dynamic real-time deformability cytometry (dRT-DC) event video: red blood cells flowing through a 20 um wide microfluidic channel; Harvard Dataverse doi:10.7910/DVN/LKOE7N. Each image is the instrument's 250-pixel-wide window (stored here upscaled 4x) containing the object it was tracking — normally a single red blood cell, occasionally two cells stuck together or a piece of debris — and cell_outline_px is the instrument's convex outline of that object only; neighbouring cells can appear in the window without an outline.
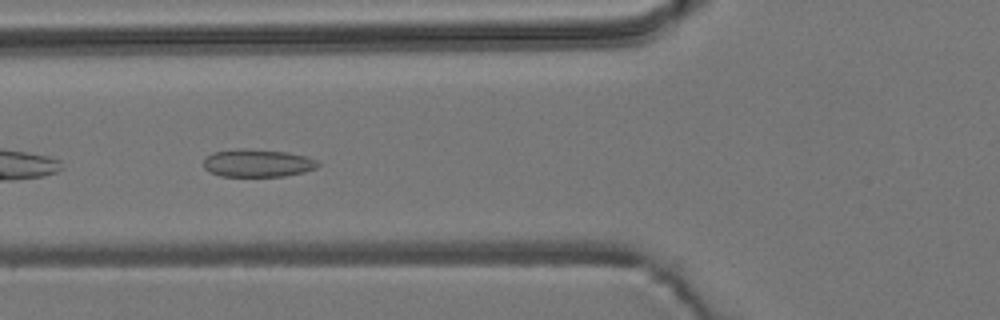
{"species": "common noctule bat (a hibernating species)", "species_latin": "Nyctalus noctula", "temperature_condition": "room temperature", "stored_images_in_passage": 39, "camera_frame_rate_fps": 3000, "um_per_image_px": 0.085, "animal": {"sex": "male", "body_mass_g": 19.2, "forearm_length_mm": 51.8}, "frame": {"image": 1, "passage_image": 4, "time_ms": 1.0, "image_size_px": [1000, 320], "cell_outline_px": [[320, 164], [316, 168], [304, 172], [284, 176], [220, 176], [204, 168], [204, 160], [212, 152], [240, 148], [288, 152], [308, 156], [316, 160]], "centroid_in_image_um": [21.92, 13.86], "position_along_channel_um": 103.9, "area_um2": 18.5}}
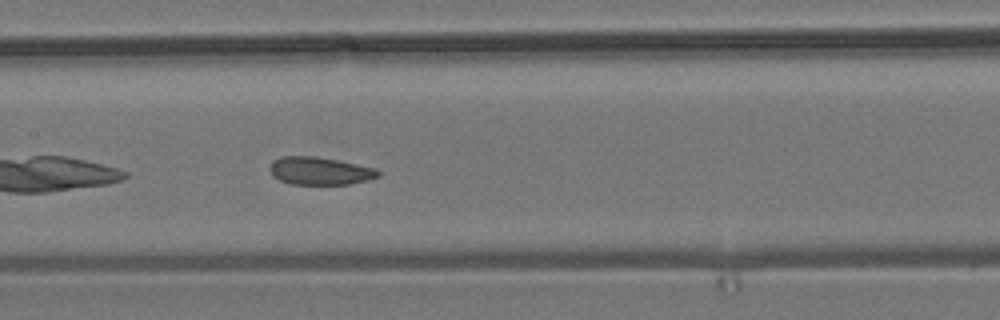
{"frame": {"image": 2, "passage_image": 10, "time_ms": 3.0, "image_size_px": [1000, 320], "cell_outline_px": [[380, 176], [348, 184], [292, 184], [280, 180], [272, 176], [272, 160], [280, 156], [312, 156], [336, 160], [376, 168], [380, 172]], "centroid_in_image_um": [27.18, 14.52], "position_along_channel_um": 180.2, "area_um2": 17.22}}
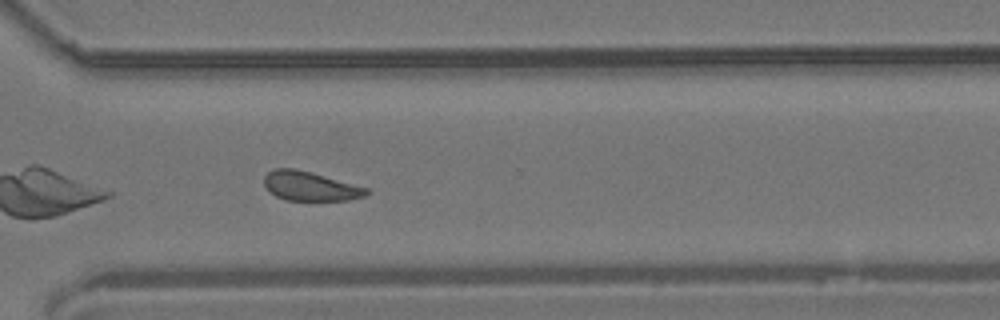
{"frame": {"image": 3, "passage_image": 23, "time_ms": 7.333, "image_size_px": [1000, 320], "cell_outline_px": [[372, 192], [364, 196], [348, 200], [284, 200], [268, 192], [264, 184], [264, 176], [272, 168], [292, 168], [312, 172], [368, 188]], "centroid_in_image_um": [26.34, 15.82], "position_along_channel_um": 344.3, "area_um2": 17.57}, "authors_computed_cell_mechanics": {"area_um2": 17.918, "velocity_mm_per_s": 3.8003, "shape_relaxation_time_tau1_ms": null, "shape_relaxation_time_tau2_ms": 2.6295, "deformation_change_tau1": null, "deformation_change_tau2": 0.0827}}